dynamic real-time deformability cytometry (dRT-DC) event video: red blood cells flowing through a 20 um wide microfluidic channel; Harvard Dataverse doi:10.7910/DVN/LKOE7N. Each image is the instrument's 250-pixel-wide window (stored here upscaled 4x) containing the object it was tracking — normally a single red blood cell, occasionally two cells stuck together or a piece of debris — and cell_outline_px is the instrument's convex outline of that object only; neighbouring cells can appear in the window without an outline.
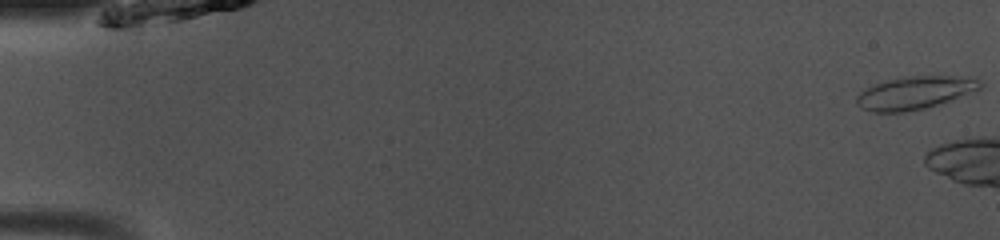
{"species": "common noctule bat (a hibernating species)", "species_latin": "Nyctalus noctula", "temperature_condition": "room temperature", "stored_images_in_passage": 6, "camera_frame_rate_fps": 3000, "um_per_image_px": 0.085, "animal": {"sex": "male", "body_mass_g": 13.0, "forearm_length_mm": 53.1}, "frame": {"image": 1, "passage_image": 1, "time_ms": 0.0, "image_size_px": [1000, 240], "cell_outline_px": [[984, 84], [980, 88], [948, 100], [924, 108], [904, 112], [872, 112], [860, 108], [856, 104], [856, 96], [860, 92], [876, 84], [888, 80], [908, 76], [976, 76]], "centroid_in_image_um": [77.76, 7.87], "position_along_channel_um": 7.2, "area_um2": 23.41}}